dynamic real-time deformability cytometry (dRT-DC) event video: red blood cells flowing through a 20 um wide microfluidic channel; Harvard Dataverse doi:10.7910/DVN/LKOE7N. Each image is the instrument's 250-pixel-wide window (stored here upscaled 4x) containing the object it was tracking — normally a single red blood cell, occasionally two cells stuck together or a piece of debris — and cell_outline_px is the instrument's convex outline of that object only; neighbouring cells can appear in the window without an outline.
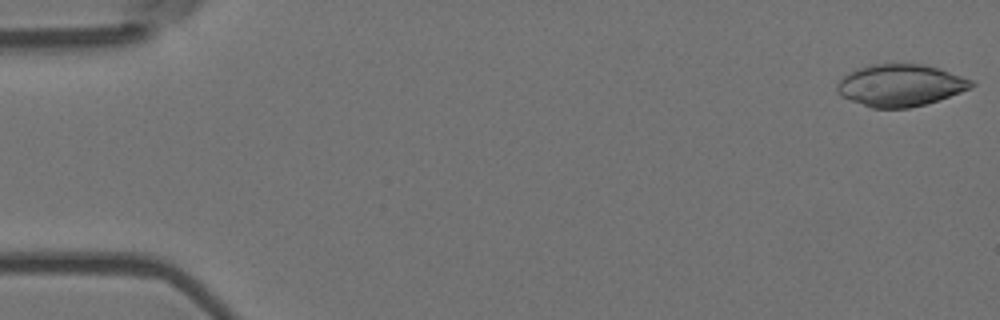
{"species": "Egyptian fruit bat (a non-hibernating species)", "species_latin": "Rousettus aegyptiacus", "temperature_condition": "room temperature", "stored_images_in_passage": 55, "camera_frame_rate_fps": 3000, "um_per_image_px": 0.085, "animal": {"sex": "female"}, "frame": {"image": 1, "passage_image": 1, "time_ms": 0.0, "image_size_px": [1000, 320], "cell_outline_px": [[976, 84], [972, 88], [924, 104], [908, 108], [872, 108], [840, 96], [836, 88], [836, 84], [848, 72], [856, 68], [872, 64], [924, 64], [940, 68], [972, 80]], "centroid_in_image_um": [76.51, 7.24], "position_along_channel_um": 8.5, "area_um2": 32.77}}
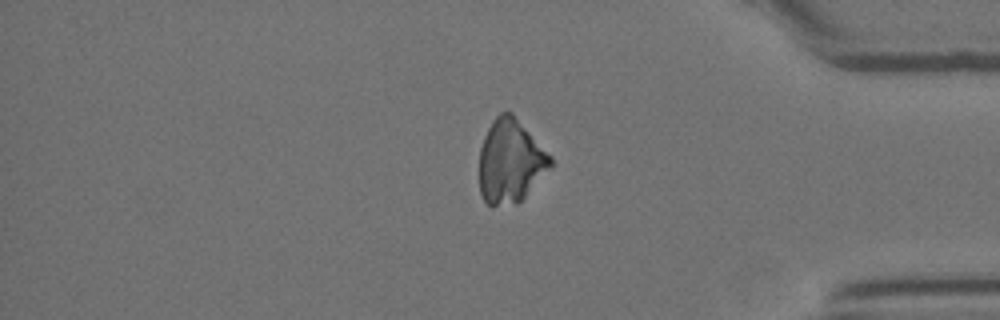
{"frame": {"image": 2, "passage_image": 46, "time_ms": 15.0, "image_size_px": [1000, 320], "cell_outline_px": [[552, 168], [516, 204], [492, 208], [484, 200], [480, 192], [480, 148], [484, 136], [492, 120], [500, 112], [512, 112], [552, 156]], "centroid_in_image_um": [43.39, 13.72], "position_along_channel_um": 391.8, "area_um2": 34.91}}
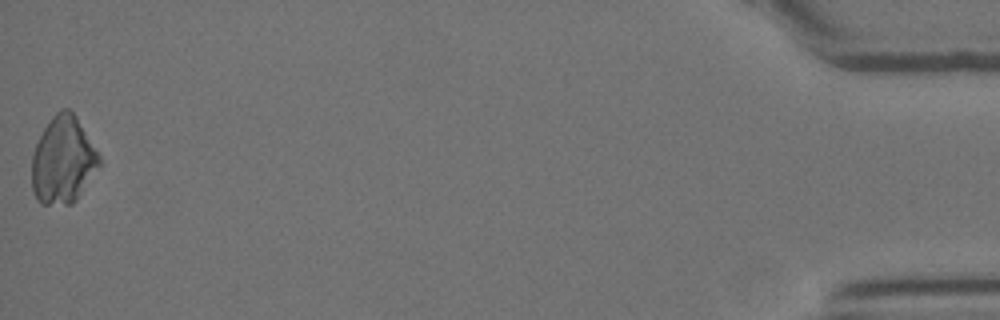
{"frame": {"image": 3, "passage_image": 55, "time_ms": 18.0, "image_size_px": [1000, 320], "cell_outline_px": [[100, 164], [76, 200], [72, 204], [40, 204], [36, 200], [32, 188], [32, 156], [36, 144], [44, 128], [52, 116], [60, 108], [68, 108], [76, 116], [100, 156]], "centroid_in_image_um": [5.34, 13.62], "position_along_channel_um": 429.9, "area_um2": 33.99}}